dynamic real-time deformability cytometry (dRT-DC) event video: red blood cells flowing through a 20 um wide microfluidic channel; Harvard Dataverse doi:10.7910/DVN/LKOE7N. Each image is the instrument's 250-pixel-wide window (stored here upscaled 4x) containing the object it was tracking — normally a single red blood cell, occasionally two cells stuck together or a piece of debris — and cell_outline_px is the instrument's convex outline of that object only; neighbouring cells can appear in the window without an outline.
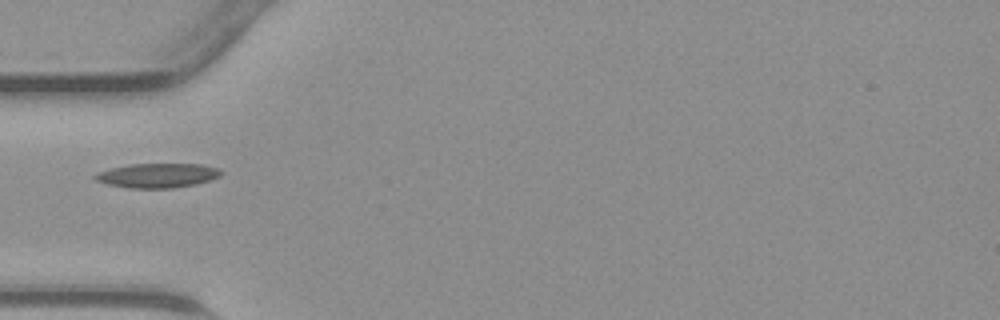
{"species": "common noctule bat (a hibernating species)", "species_latin": "Nyctalus noctula", "temperature_condition": "warm", "stored_images_in_passage": 32, "camera_frame_rate_fps": 3000, "um_per_image_px": 0.085, "animal": {"sex": "male", "body_mass_g": 23.1, "forearm_length_mm": 52.7}, "frame": {"image": 1, "passage_image": 1, "time_ms": 0.0, "image_size_px": [1000, 320], "cell_outline_px": [[224, 172], [220, 176], [196, 184], [172, 188], [128, 188], [108, 184], [96, 180], [92, 176], [96, 172], [112, 168], [132, 164], [200, 164], [220, 168]], "centroid_in_image_um": [13.4, 14.91], "position_along_channel_um": 71.6, "area_um2": 17.92}}
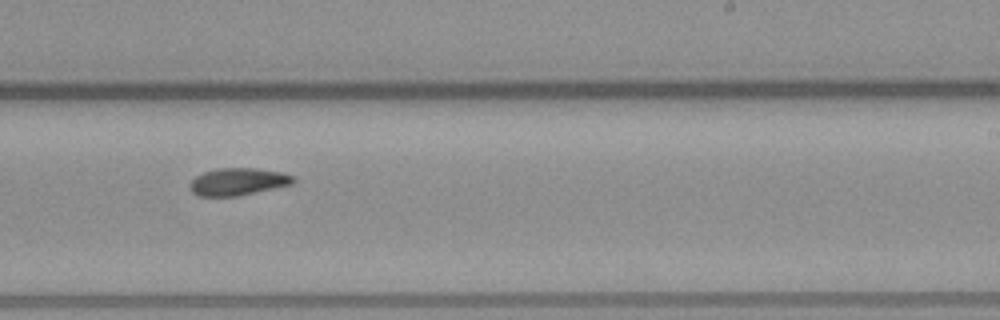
{"frame": {"image": 2, "passage_image": 14, "time_ms": 4.333, "image_size_px": [1000, 320], "cell_outline_px": [[296, 180], [292, 184], [236, 196], [200, 196], [192, 192], [188, 188], [188, 184], [196, 176], [204, 172], [220, 168], [256, 168], [284, 172], [292, 176]], "centroid_in_image_um": [20.21, 15.43], "position_along_channel_um": 268.8, "area_um2": 16.42}}
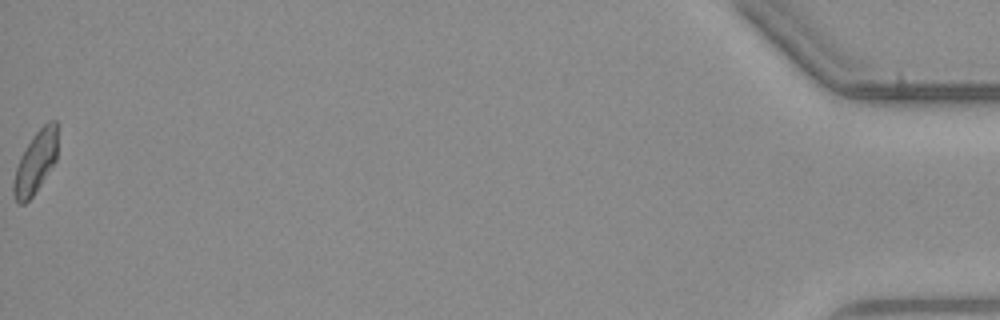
{"frame": {"image": 3, "passage_image": 32, "time_ms": 10.333, "image_size_px": [1000, 320], "cell_outline_px": [[56, 160], [32, 196], [24, 204], [16, 204], [12, 192], [12, 184], [16, 168], [20, 156], [32, 136], [48, 120], [56, 120]], "centroid_in_image_um": [2.98, 13.82], "position_along_channel_um": 432.2, "area_um2": 15.78}}